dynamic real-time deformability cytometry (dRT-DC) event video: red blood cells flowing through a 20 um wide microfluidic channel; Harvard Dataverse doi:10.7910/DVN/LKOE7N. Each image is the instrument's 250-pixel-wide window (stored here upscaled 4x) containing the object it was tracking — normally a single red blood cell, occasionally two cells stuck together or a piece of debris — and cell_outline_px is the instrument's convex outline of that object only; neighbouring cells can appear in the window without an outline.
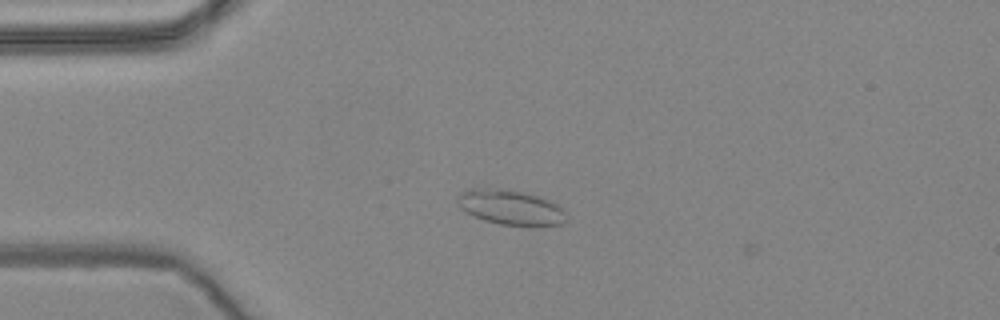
{"species": "common noctule bat (a hibernating species)", "species_latin": "Nyctalus noctula", "temperature_condition": "warm", "stored_images_in_passage": 5, "camera_frame_rate_fps": 3000, "um_per_image_px": 0.085, "animal": {"sex": "female", "body_mass_g": 24.6, "forearm_length_mm": 56.2}, "frame": {"image": 1, "passage_image": 4, "time_ms": 1.0, "image_size_px": [1000, 320], "cell_outline_px": [[564, 224], [500, 224], [484, 220], [460, 208], [456, 200], [456, 196], [460, 192], [468, 188], [500, 188], [520, 192], [536, 196], [548, 200], [556, 204], [564, 212]], "centroid_in_image_um": [43.29, 17.58], "position_along_channel_um": 41.7, "area_um2": 21.44}}